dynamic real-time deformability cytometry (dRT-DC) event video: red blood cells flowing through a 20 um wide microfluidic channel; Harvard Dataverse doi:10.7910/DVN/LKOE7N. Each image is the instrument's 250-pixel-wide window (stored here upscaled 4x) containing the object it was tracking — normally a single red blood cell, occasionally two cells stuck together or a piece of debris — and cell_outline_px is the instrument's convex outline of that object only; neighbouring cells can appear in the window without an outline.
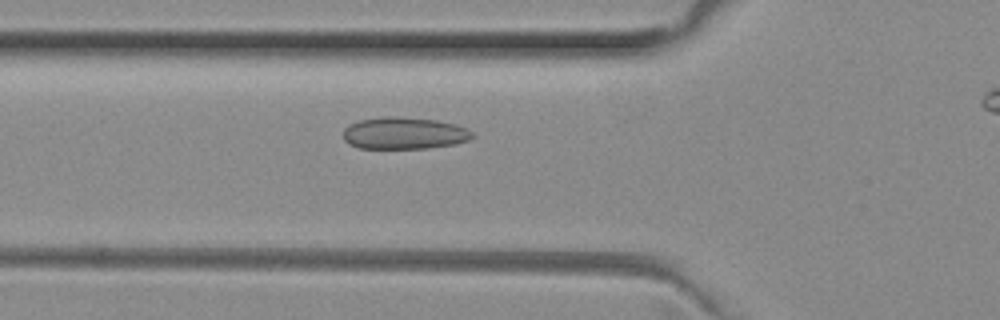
{"species": "common noctule bat (a hibernating species)", "species_latin": "Nyctalus noctula", "temperature_condition": "room temperature", "stored_images_in_passage": 39, "camera_frame_rate_fps": 3000, "um_per_image_px": 0.085, "animal": {"sex": "female", "body_mass_g": 29.2, "forearm_length_mm": 56.3}, "frame": {"image": 1, "passage_image": 18, "time_ms": 5.667, "image_size_px": [1000, 320], "cell_outline_px": [[476, 136], [468, 140], [456, 144], [428, 148], [356, 148], [348, 144], [344, 140], [344, 128], [348, 124], [360, 120], [388, 116], [396, 116], [436, 120], [456, 124], [468, 128]], "centroid_in_image_um": [34.37, 11.32], "position_along_channel_um": 91.4, "area_um2": 24.28}}
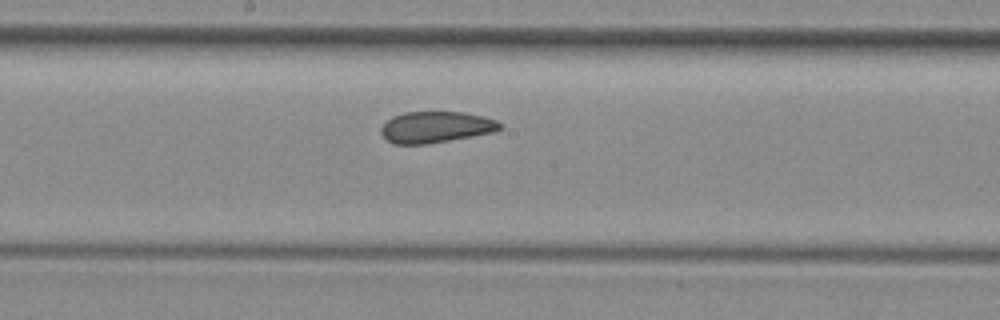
{"frame": {"image": 2, "passage_image": 27, "time_ms": 8.667, "image_size_px": [1000, 320], "cell_outline_px": [[504, 128], [492, 132], [472, 136], [428, 144], [392, 144], [380, 132], [380, 128], [392, 116], [404, 112], [464, 112], [484, 116], [496, 120], [504, 124]], "centroid_in_image_um": [37.07, 10.8], "position_along_channel_um": 211.1, "area_um2": 21.79}}
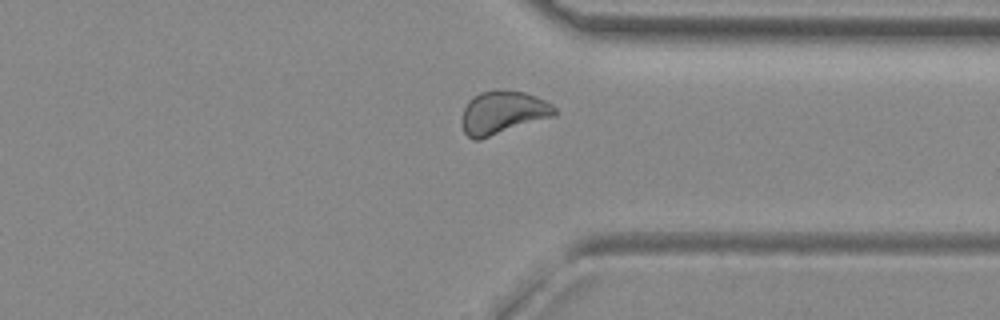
{"frame": {"image": 3, "passage_image": 39, "time_ms": 12.667, "image_size_px": [1000, 320], "cell_outline_px": [[556, 116], [480, 140], [472, 140], [464, 132], [460, 124], [460, 120], [464, 108], [468, 100], [472, 96], [480, 92], [496, 88], [524, 92], [536, 96], [552, 104], [556, 108]], "centroid_in_image_um": [42.71, 9.57], "position_along_channel_um": 368.7, "area_um2": 23.99}, "authors_computed_cell_mechanics": {"area_um2": 23.8136, "velocity_mm_per_s": 3.9837, "shape_relaxation_time_tau1_ms": null, "shape_relaxation_time_tau2_ms": 1.3973, "deformation_change_tau1": null, "deformation_change_tau2": 0.0744}}